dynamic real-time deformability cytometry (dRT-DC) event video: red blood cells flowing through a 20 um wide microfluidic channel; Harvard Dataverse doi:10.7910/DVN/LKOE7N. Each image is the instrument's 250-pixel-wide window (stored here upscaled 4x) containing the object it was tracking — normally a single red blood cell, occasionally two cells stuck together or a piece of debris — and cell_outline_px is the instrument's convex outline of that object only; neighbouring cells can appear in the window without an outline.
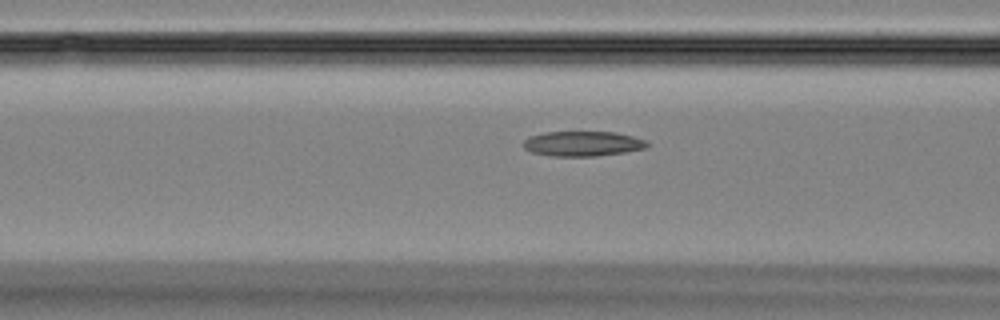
{"species": "Egyptian fruit bat (a non-hibernating species)", "species_latin": "Rousettus aegyptiacus", "temperature_condition": "room temperature", "stored_images_in_passage": 33, "camera_frame_rate_fps": 3000, "um_per_image_px": 0.085, "animal": {"sex": "female"}, "frame": {"image": 1, "passage_image": 12, "time_ms": 3.667, "image_size_px": [1000, 320], "cell_outline_px": [[648, 148], [624, 152], [596, 156], [552, 156], [532, 152], [524, 148], [524, 140], [528, 136], [544, 132], [616, 132], [632, 136], [644, 140], [648, 144]], "centroid_in_image_um": [49.51, 12.21], "position_along_channel_um": 117.1, "area_um2": 17.98}}
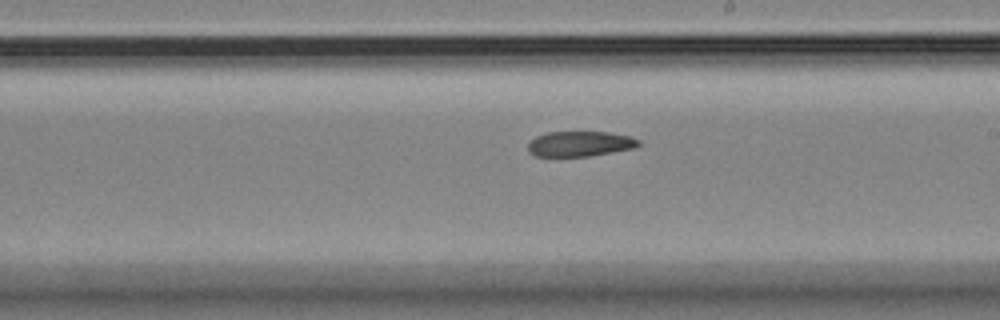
{"frame": {"image": 2, "passage_image": 21, "time_ms": 6.667, "image_size_px": [1000, 320], "cell_outline_px": [[640, 144], [636, 148], [588, 156], [536, 156], [528, 152], [528, 144], [536, 136], [548, 132], [608, 132], [628, 136], [640, 140]], "centroid_in_image_um": [49.3, 12.22], "position_along_channel_um": 239.7, "area_um2": 16.18}}
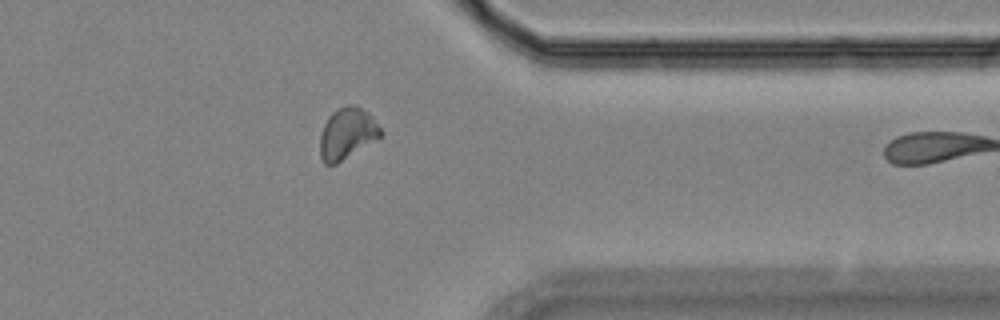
{"frame": {"image": 3, "passage_image": 32, "time_ms": 10.333, "image_size_px": [1000, 320], "cell_outline_px": [[384, 132], [380, 136], [336, 164], [324, 164], [320, 156], [320, 136], [324, 124], [328, 116], [336, 108], [344, 104], [356, 104], [368, 112], [372, 116]], "centroid_in_image_um": [29.49, 11.3], "position_along_channel_um": 381.9, "area_um2": 18.15}}